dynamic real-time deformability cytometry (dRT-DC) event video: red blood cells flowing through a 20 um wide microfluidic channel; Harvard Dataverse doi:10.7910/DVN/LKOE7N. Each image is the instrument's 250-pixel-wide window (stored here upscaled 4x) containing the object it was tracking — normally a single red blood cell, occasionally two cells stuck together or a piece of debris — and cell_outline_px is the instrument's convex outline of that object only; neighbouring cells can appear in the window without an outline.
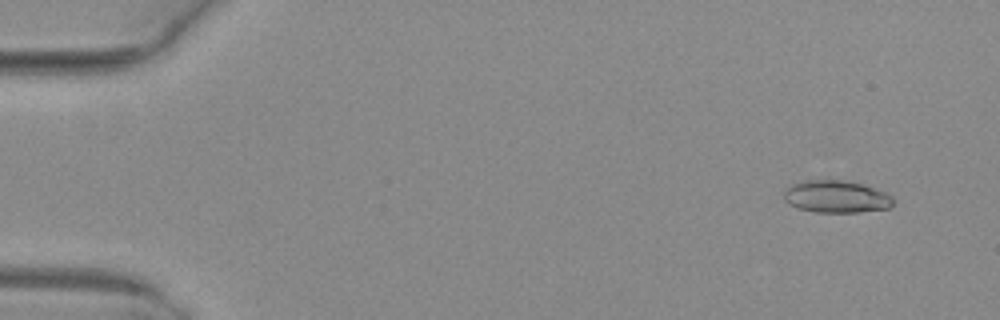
{"species": "common noctule bat (a hibernating species)", "species_latin": "Nyctalus noctula", "temperature_condition": "warm", "stored_images_in_passage": 12, "camera_frame_rate_fps": 3000, "um_per_image_px": 0.085, "animal": {"sex": "female", "body_mass_g": 29.2, "forearm_length_mm": 56.3}, "frame": {"image": 1, "passage_image": 4, "time_ms": 1.0, "image_size_px": [1000, 320], "cell_outline_px": [[892, 204], [888, 208], [860, 212], [816, 212], [796, 208], [788, 204], [784, 200], [784, 188], [792, 184], [804, 180], [844, 180], [864, 184], [888, 192], [892, 196]], "centroid_in_image_um": [71.06, 16.7], "position_along_channel_um": 13.9, "area_um2": 20.87}}